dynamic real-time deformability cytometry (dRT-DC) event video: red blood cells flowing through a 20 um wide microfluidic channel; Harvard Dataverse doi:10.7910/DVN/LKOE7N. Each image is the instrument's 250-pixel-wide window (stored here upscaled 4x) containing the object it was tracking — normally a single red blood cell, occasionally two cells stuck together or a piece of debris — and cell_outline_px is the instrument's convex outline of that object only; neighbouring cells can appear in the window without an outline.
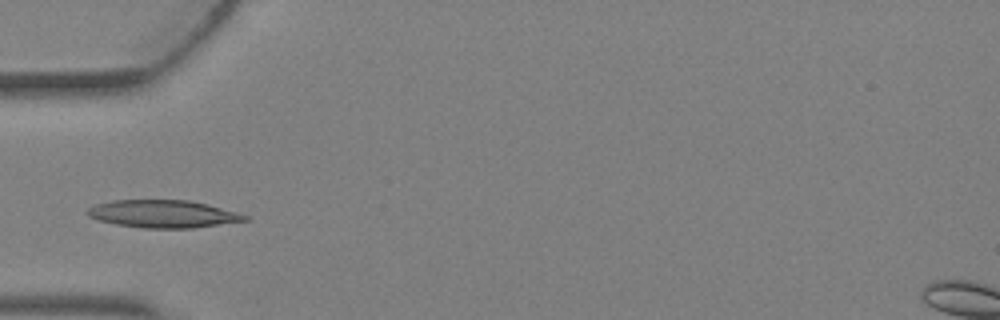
{"species": "Egyptian fruit bat (a non-hibernating species)", "species_latin": "Rousettus aegyptiacus", "temperature_condition": "warm", "stored_images_in_passage": 3, "camera_frame_rate_fps": 3000, "um_per_image_px": 0.085, "animal": {"sex": "female"}, "frame": {"image": 1, "passage_image": 3, "time_ms": 0.667, "image_size_px": [1000, 320], "cell_outline_px": [[248, 220], [192, 228], [144, 228], [116, 224], [100, 220], [88, 216], [84, 212], [88, 208], [96, 204], [112, 200], [188, 200], [208, 204], [236, 212], [248, 216]], "centroid_in_image_um": [13.83, 18.17], "position_along_channel_um": 71.2, "area_um2": 25.2}}